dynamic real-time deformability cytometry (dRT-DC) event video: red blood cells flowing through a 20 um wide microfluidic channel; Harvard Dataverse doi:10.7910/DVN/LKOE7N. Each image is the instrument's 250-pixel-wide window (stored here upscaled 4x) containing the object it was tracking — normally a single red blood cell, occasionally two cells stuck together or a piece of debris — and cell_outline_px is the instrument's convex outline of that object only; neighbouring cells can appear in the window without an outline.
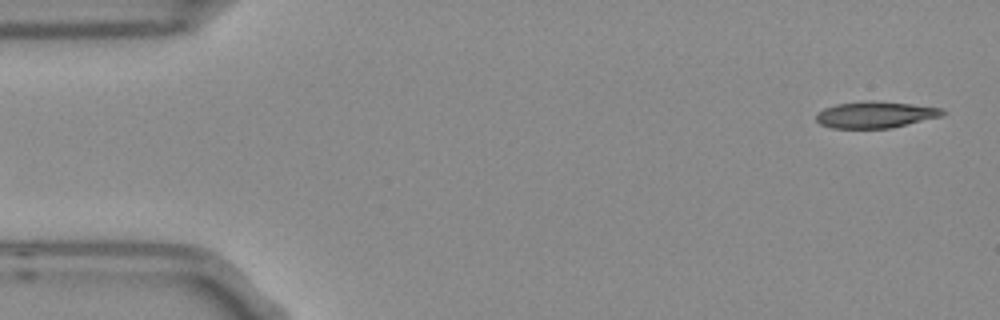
{"species": "Egyptian fruit bat (a non-hibernating species)", "species_latin": "Rousettus aegyptiacus", "temperature_condition": "room temperature", "stored_images_in_passage": 5, "segment_of_instrument_passage": [2, 2], "camera_frame_rate_fps": 3000, "um_per_image_px": 0.085, "frame": {"image": 1, "passage_image": 5, "time_ms": 1.333, "image_size_px": [1000, 320], "cell_outline_px": [[948, 112], [940, 116], [892, 128], [832, 128], [820, 124], [816, 120], [816, 112], [824, 108], [836, 104], [864, 100], [876, 100], [912, 104], [940, 108]], "centroid_in_image_um": [74.37, 9.73], "position_along_channel_um": 10.6, "area_um2": 19.65}}